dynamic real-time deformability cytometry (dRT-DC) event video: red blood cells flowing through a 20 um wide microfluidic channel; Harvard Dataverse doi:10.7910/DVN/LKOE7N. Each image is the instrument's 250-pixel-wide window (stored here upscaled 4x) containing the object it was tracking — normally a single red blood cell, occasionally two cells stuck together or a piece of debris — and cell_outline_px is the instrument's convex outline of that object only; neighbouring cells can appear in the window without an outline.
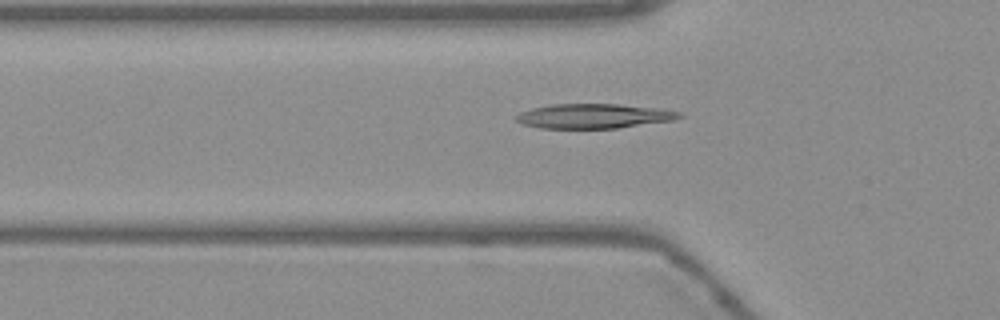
{"species": "Egyptian fruit bat (a non-hibernating species)", "species_latin": "Rousettus aegyptiacus", "temperature_condition": "warm", "stored_images_in_passage": 51, "camera_frame_rate_fps": 3000, "um_per_image_px": 0.085, "frame": {"image": 1, "passage_image": 17, "time_ms": 5.333, "image_size_px": [1000, 320], "cell_outline_px": [[684, 116], [672, 120], [616, 128], [540, 128], [520, 124], [516, 120], [516, 116], [520, 112], [532, 108], [552, 104], [616, 104], [656, 108], [680, 112]], "centroid_in_image_um": [50.42, 9.87], "position_along_channel_um": 75.4, "area_um2": 23.18}}
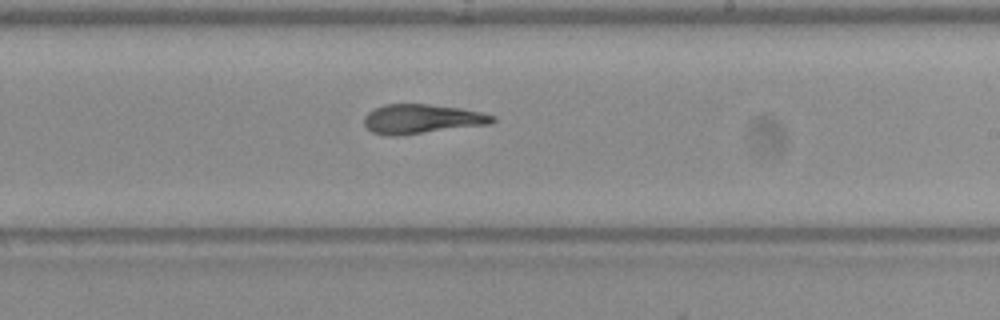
{"frame": {"image": 2, "passage_image": 31, "time_ms": 10.0, "image_size_px": [1000, 320], "cell_outline_px": [[496, 120], [488, 124], [396, 136], [392, 136], [372, 132], [364, 124], [364, 116], [368, 112], [384, 104], [428, 104], [460, 108], [480, 112], [496, 116]], "centroid_in_image_um": [35.83, 10.1], "position_along_channel_um": 253.2, "area_um2": 21.73}}
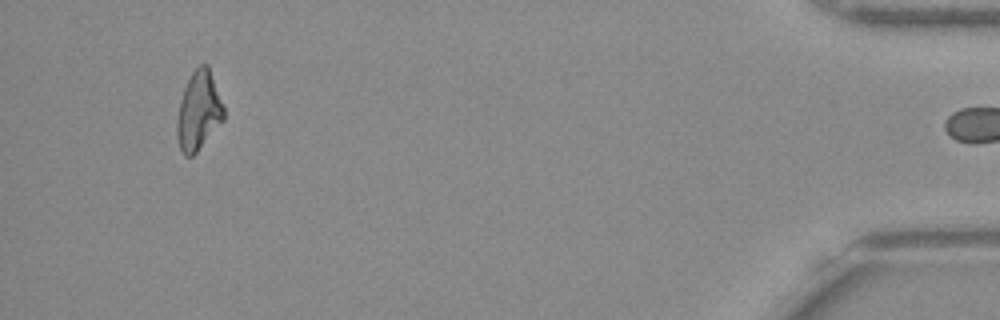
{"frame": {"image": 3, "passage_image": 50, "time_ms": 16.333, "image_size_px": [1000, 320], "cell_outline_px": [[224, 120], [196, 152], [192, 156], [184, 156], [180, 148], [176, 136], [176, 120], [180, 100], [184, 88], [192, 72], [200, 64], [208, 64], [224, 108]], "centroid_in_image_um": [16.87, 9.43], "position_along_channel_um": 418.3, "area_um2": 21.39}, "authors_computed_cell_mechanics": {"area_um2": 22.3686, "velocity_mm_per_s": 3.7813, "shape_relaxation_time_tau1_ms": null, "shape_relaxation_time_tau2_ms": 3.2422, "deformation_change_tau1": null, "deformation_change_tau2": 0.1256}}